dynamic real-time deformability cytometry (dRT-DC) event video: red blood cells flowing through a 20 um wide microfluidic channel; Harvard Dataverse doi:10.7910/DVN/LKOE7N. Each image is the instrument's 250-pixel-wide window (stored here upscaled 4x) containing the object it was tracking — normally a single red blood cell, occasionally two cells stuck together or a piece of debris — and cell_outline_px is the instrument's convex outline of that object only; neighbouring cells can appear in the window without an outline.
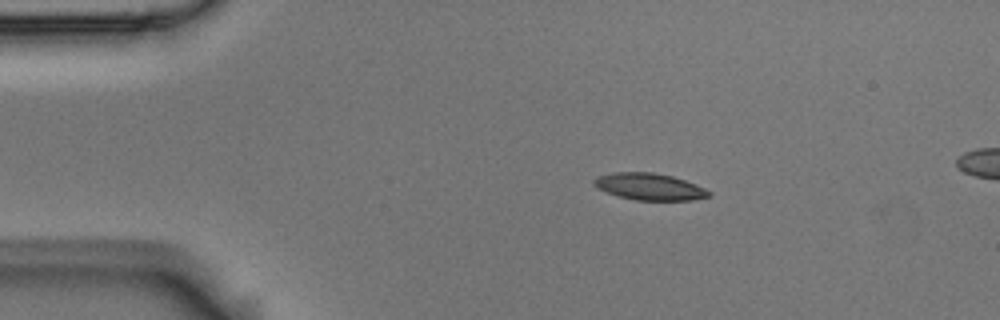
{"species": "Egyptian fruit bat (a non-hibernating species)", "species_latin": "Rousettus aegyptiacus", "temperature_condition": "room temperature", "stored_images_in_passage": 4, "camera_frame_rate_fps": 3000, "um_per_image_px": 0.085, "animal": {"sex": "male"}, "frame": {"image": 1, "passage_image": 2, "time_ms": 0.333, "image_size_px": [1000, 320], "cell_outline_px": [[712, 196], [692, 200], [636, 200], [620, 196], [608, 192], [592, 184], [592, 180], [596, 176], [616, 172], [652, 172], [672, 176], [696, 184], [712, 192]], "centroid_in_image_um": [55.23, 15.86], "position_along_channel_um": 29.8, "area_um2": 17.86}}